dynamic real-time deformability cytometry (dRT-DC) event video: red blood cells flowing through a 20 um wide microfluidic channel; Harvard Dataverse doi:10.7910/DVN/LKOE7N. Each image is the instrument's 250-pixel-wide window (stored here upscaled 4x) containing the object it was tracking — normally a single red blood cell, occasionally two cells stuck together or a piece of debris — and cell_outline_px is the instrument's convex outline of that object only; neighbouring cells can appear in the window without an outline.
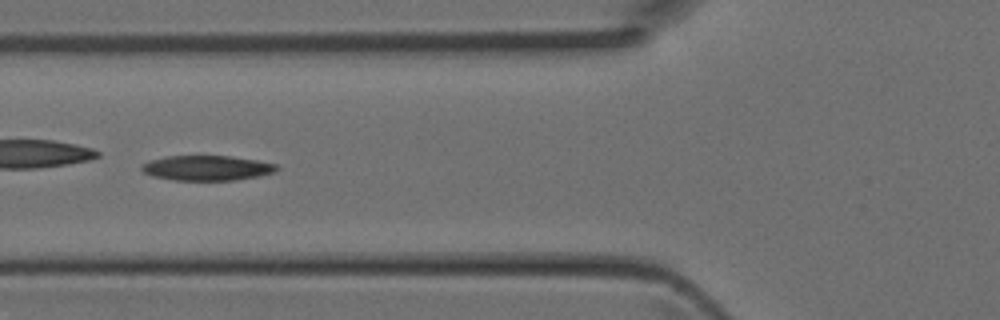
{"species": "Egyptian fruit bat (a non-hibernating species)", "species_latin": "Rousettus aegyptiacus", "temperature_condition": "room temperature", "stored_images_in_passage": 35, "camera_frame_rate_fps": 3000, "um_per_image_px": 0.085, "animal": {"sex": "female"}, "frame": {"image": 1, "passage_image": 6, "time_ms": 1.667, "image_size_px": [1000, 320], "cell_outline_px": [[280, 168], [272, 172], [260, 176], [236, 180], [172, 180], [152, 176], [144, 172], [140, 168], [140, 164], [148, 160], [164, 156], [232, 156], [256, 160], [276, 164]], "centroid_in_image_um": [17.54, 14.27], "position_along_channel_um": 108.3, "area_um2": 19.83}}